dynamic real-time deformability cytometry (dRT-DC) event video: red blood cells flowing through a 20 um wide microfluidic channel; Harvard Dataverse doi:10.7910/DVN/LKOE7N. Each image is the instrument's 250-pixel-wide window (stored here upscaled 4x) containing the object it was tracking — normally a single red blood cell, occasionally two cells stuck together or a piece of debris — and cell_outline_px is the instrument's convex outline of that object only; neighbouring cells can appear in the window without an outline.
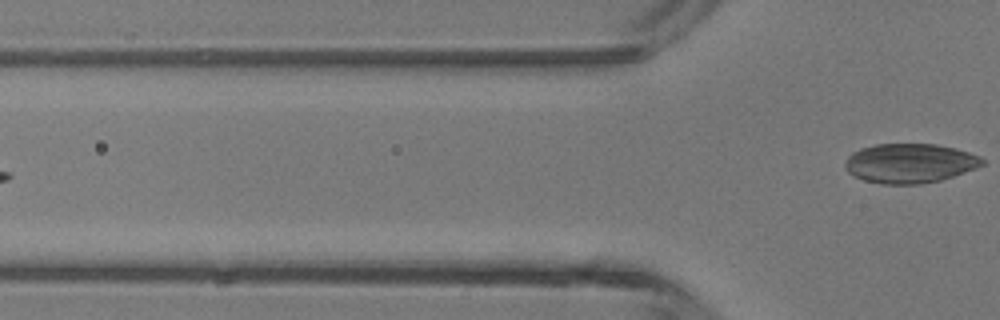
{"species": "common noctule bat (a hibernating species)", "species_latin": "Nyctalus noctula", "temperature_condition": "room temperature", "stored_images_in_passage": 4, "camera_frame_rate_fps": 3000, "um_per_image_px": 0.085, "animal": {"sex": "male", "body_mass_g": 13.3}, "frame": {"image": 1, "passage_image": 4, "time_ms": 1.0, "image_size_px": [1000, 320], "cell_outline_px": [[984, 164], [976, 168], [940, 180], [920, 184], [880, 184], [864, 180], [852, 176], [844, 168], [844, 164], [848, 156], [852, 152], [860, 148], [876, 144], [936, 144], [956, 148], [980, 156], [984, 160]], "centroid_in_image_um": [77.3, 13.87], "position_along_channel_um": 48.5, "area_um2": 31.67}}